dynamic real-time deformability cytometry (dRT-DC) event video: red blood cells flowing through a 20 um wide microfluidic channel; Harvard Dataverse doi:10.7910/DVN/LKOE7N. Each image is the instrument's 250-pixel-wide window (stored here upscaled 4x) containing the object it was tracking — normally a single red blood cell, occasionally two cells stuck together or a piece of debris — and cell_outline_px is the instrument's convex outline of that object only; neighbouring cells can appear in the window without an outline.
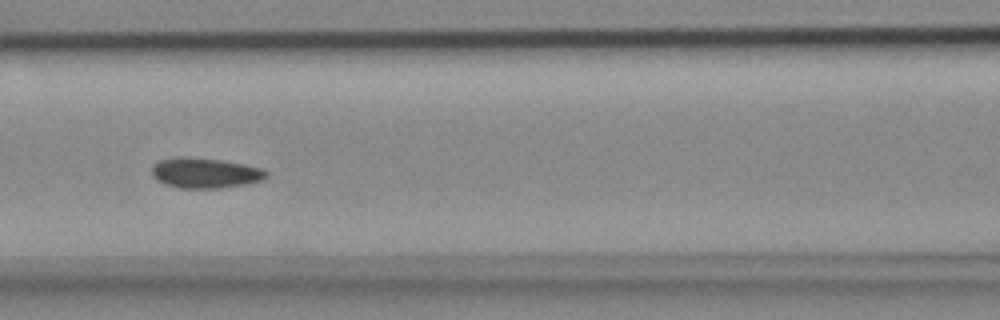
{"species": "common noctule bat (a hibernating species)", "species_latin": "Nyctalus noctula", "temperature_condition": "cold", "stored_images_in_passage": 14, "camera_frame_rate_fps": 3000, "um_per_image_px": 0.085, "animal": {"sex": "female", "body_mass_g": 18.4}, "frame": {"image": 1, "passage_image": 7, "time_ms": 2.0, "image_size_px": [1000, 320], "cell_outline_px": [[268, 176], [264, 180], [244, 184], [220, 188], [176, 188], [164, 184], [156, 180], [152, 176], [152, 164], [160, 160], [176, 156], [188, 156], [220, 160], [244, 164], [264, 168], [268, 172]], "centroid_in_image_um": [17.41, 14.69], "position_along_channel_um": 149.2, "area_um2": 20.58}}
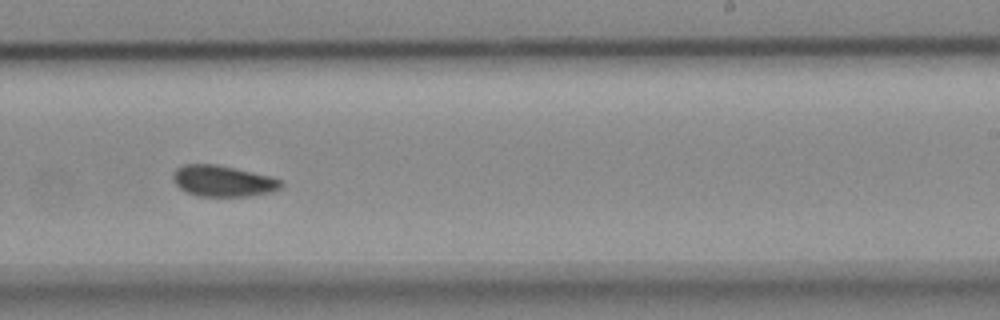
{"frame": {"image": 2, "passage_image": 10, "time_ms": 3.0, "image_size_px": [1000, 320], "cell_outline_px": [[284, 184], [280, 188], [272, 192], [248, 196], [196, 196], [180, 188], [172, 180], [172, 172], [176, 168], [184, 164], [216, 164], [236, 168], [268, 176], [280, 180]], "centroid_in_image_um": [18.91, 15.38], "position_along_channel_um": 270.1, "area_um2": 19.59}}
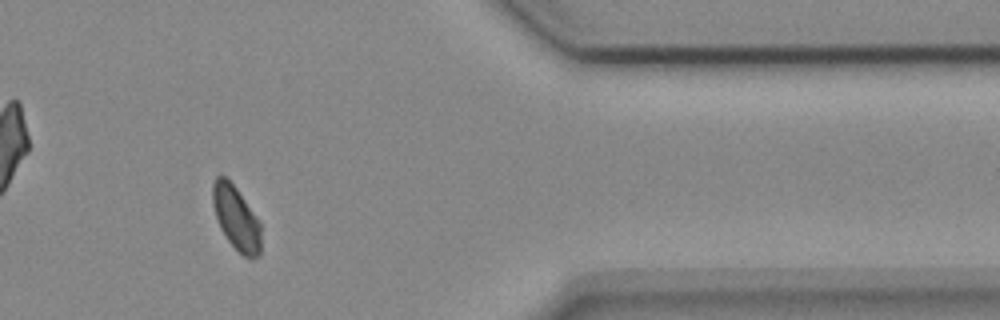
{"frame": {"image": 3, "passage_image": 13, "time_ms": 4.0, "image_size_px": [1000, 320], "cell_outline_px": [[260, 256], [244, 256], [228, 240], [220, 228], [212, 204], [212, 184], [216, 176], [220, 172], [236, 188], [260, 220]], "centroid_in_image_um": [20.05, 18.47], "position_along_channel_um": 391.3, "area_um2": 17.86}}